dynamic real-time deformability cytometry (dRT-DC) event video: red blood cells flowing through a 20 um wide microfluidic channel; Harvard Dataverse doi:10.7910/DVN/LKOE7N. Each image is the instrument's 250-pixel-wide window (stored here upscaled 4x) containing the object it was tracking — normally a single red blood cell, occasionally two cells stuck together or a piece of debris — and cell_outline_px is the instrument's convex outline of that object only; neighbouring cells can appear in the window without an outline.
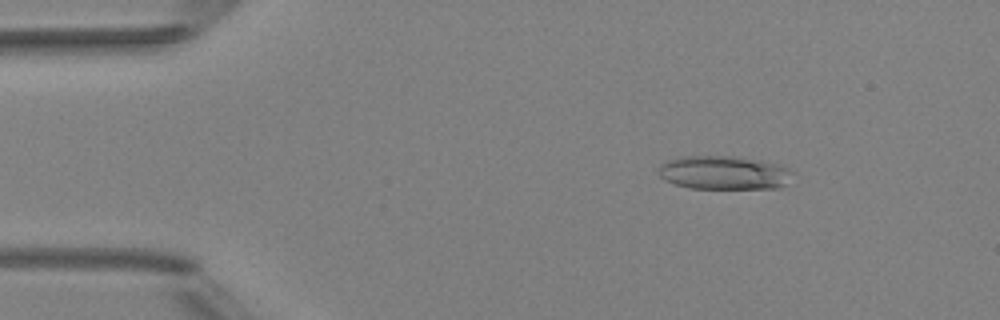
{"species": "Egyptian fruit bat (a non-hibernating species)", "species_latin": "Rousettus aegyptiacus", "temperature_condition": "room temperature", "stored_images_in_passage": 4, "camera_frame_rate_fps": 3000, "um_per_image_px": 0.085, "animal": {"sex": "female"}, "frame": {"image": 1, "passage_image": 2, "time_ms": 1.0, "image_size_px": [1000, 320], "cell_outline_px": [[792, 172], [784, 184], [780, 188], [692, 188], [676, 184], [664, 180], [660, 176], [660, 164], [668, 160], [680, 156], [740, 156], [764, 160], [780, 164]], "centroid_in_image_um": [61.53, 14.66], "position_along_channel_um": 23.5, "area_um2": 26.24}}